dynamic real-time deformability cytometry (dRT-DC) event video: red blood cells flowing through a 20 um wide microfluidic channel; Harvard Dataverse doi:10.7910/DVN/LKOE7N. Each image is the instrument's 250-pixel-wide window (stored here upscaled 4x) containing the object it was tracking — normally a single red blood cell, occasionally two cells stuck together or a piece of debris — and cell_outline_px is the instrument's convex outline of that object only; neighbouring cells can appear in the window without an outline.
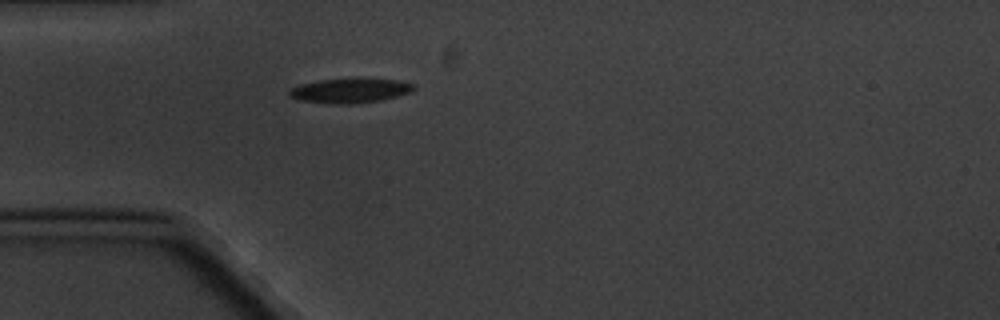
{"species": "common noctule bat (a hibernating species)", "species_latin": "Nyctalus noctula", "temperature_condition": "cold", "stored_images_in_passage": 1, "camera_frame_rate_fps": 3000, "um_per_image_px": 0.085, "animal": {"sex": "male", "body_mass_g": 20.1, "forearm_length_mm": 53.5}, "frame": {"image": 1, "passage_image": 1, "time_ms": 0.0, "image_size_px": [1000, 320], "cell_outline_px": [[416, 88], [412, 92], [380, 100], [352, 104], [332, 104], [300, 100], [292, 96], [288, 92], [292, 88], [300, 84], [320, 80], [352, 76], [400, 80], [416, 84]], "centroid_in_image_um": [29.83, 7.66], "position_along_channel_um": 55.2, "area_um2": 18.44}}